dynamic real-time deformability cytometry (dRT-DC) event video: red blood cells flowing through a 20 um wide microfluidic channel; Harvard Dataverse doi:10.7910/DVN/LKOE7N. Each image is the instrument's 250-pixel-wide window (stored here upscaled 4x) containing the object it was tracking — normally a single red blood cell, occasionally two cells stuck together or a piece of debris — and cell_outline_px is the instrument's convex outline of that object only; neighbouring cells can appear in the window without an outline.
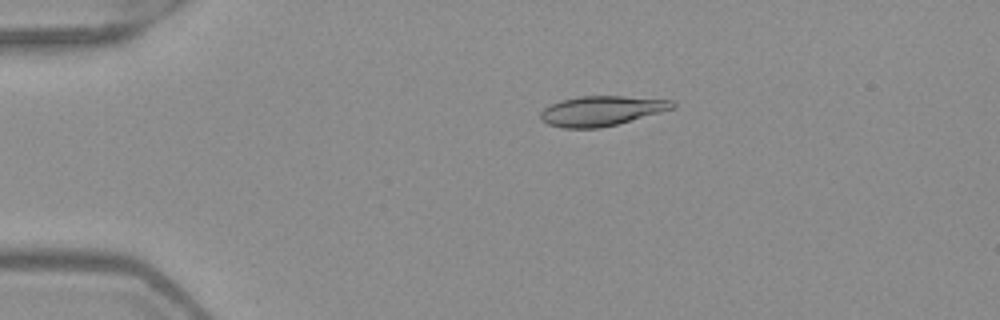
{"species": "Egyptian fruit bat (a non-hibernating species)", "species_latin": "Rousettus aegyptiacus", "temperature_condition": "warm", "stored_images_in_passage": 32, "camera_frame_rate_fps": 3000, "um_per_image_px": 0.085, "frame": {"image": 1, "passage_image": 11, "time_ms": 3.333, "image_size_px": [1000, 320], "cell_outline_px": [[676, 108], [616, 124], [600, 128], [564, 128], [548, 124], [540, 120], [540, 112], [548, 104], [560, 100], [580, 96], [620, 96], [672, 100], [676, 104]], "centroid_in_image_um": [51.09, 9.42], "position_along_channel_um": 33.9, "area_um2": 23.0}}
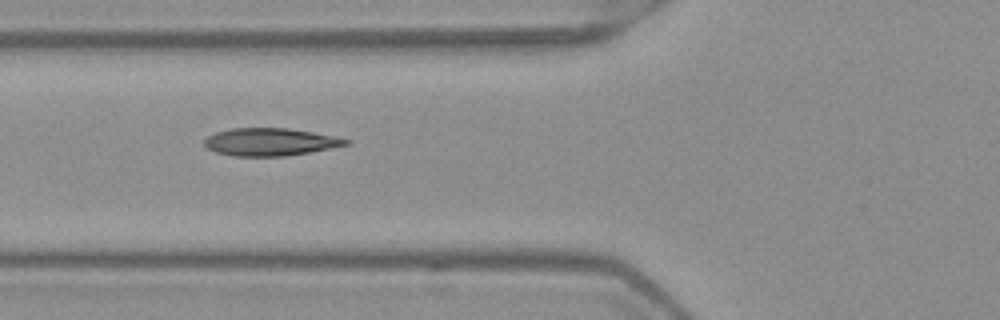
{"frame": {"image": 2, "passage_image": 20, "time_ms": 6.333, "image_size_px": [1000, 320], "cell_outline_px": [[352, 144], [308, 152], [284, 156], [232, 156], [216, 152], [208, 148], [204, 144], [204, 140], [208, 136], [216, 132], [232, 128], [288, 128], [336, 136], [352, 140]], "centroid_in_image_um": [22.99, 12.06], "position_along_channel_um": 102.8, "area_um2": 22.77}}
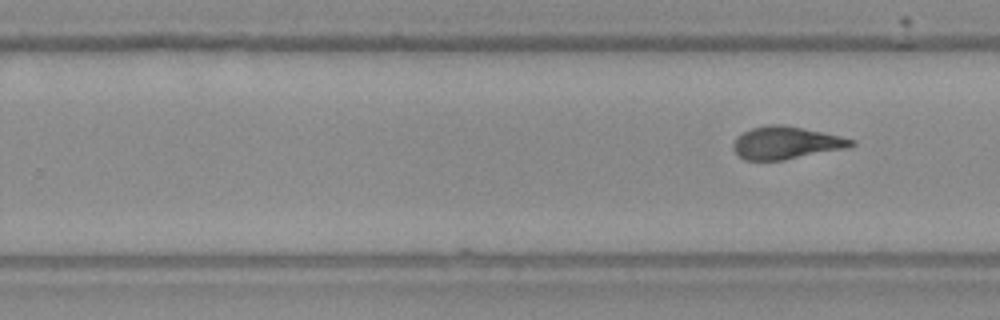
{"frame": {"image": 3, "passage_image": 32, "time_ms": 10.333, "image_size_px": [1000, 320], "cell_outline_px": [[856, 144], [848, 148], [784, 160], [744, 160], [736, 156], [732, 148], [732, 144], [736, 136], [752, 128], [768, 124], [780, 124], [840, 136], [856, 140]], "centroid_in_image_um": [66.77, 12.15], "position_along_channel_um": 263.0, "area_um2": 22.48}}